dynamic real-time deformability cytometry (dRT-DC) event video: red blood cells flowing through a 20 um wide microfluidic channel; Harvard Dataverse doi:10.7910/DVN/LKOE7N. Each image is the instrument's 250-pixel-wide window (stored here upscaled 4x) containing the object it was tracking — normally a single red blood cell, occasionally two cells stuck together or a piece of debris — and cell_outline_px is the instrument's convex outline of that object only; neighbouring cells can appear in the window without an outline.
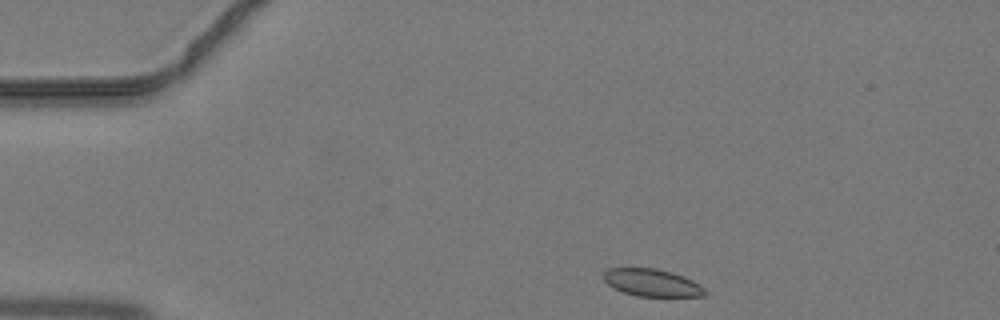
{"species": "common noctule bat (a hibernating species)", "species_latin": "Nyctalus noctula", "temperature_condition": "warm", "stored_images_in_passage": 37, "camera_frame_rate_fps": 3000, "um_per_image_px": 0.085, "animal": {"sex": "male", "body_mass_g": 19.2, "forearm_length_mm": 51.8}, "frame": {"image": 1, "passage_image": 1, "time_ms": 0.0, "image_size_px": [1000, 320], "cell_outline_px": [[708, 292], [704, 296], [636, 296], [624, 292], [608, 284], [604, 280], [604, 272], [608, 268], [656, 268], [672, 272], [692, 280], [700, 284]], "centroid_in_image_um": [55.45, 24.02], "position_along_channel_um": 29.6, "area_um2": 16.07}}
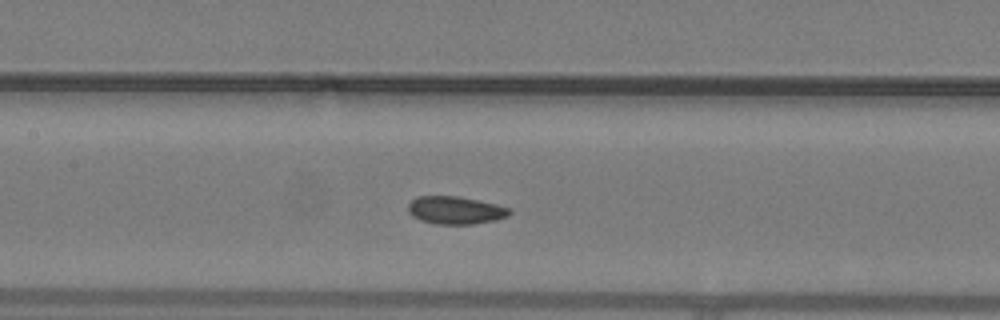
{"frame": {"image": 2, "passage_image": 14, "time_ms": 4.333, "image_size_px": [1000, 320], "cell_outline_px": [[512, 212], [508, 216], [496, 220], [472, 224], [436, 224], [420, 220], [412, 216], [408, 212], [408, 204], [416, 196], [456, 196], [496, 204], [508, 208]], "centroid_in_image_um": [38.68, 17.87], "position_along_channel_um": 168.7, "area_um2": 16.36}}
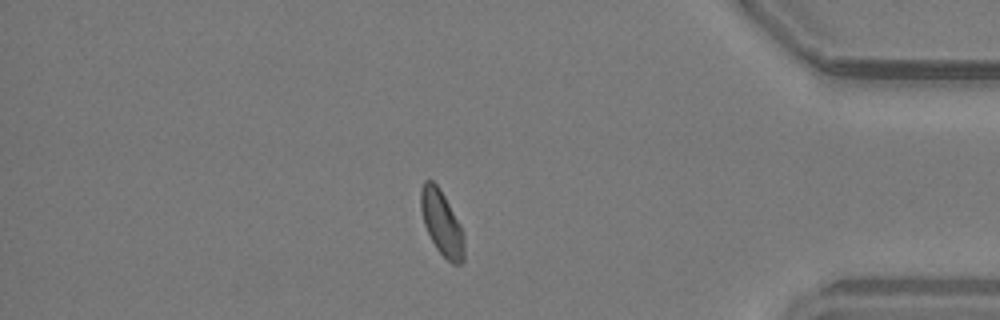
{"frame": {"image": 3, "passage_image": 31, "time_ms": 10.0, "image_size_px": [1000, 320], "cell_outline_px": [[464, 260], [460, 264], [452, 264], [436, 248], [424, 224], [420, 208], [420, 188], [424, 180], [432, 180], [440, 188], [460, 224], [464, 232]], "centroid_in_image_um": [37.55, 18.94], "position_along_channel_um": 397.7, "area_um2": 16.42}}